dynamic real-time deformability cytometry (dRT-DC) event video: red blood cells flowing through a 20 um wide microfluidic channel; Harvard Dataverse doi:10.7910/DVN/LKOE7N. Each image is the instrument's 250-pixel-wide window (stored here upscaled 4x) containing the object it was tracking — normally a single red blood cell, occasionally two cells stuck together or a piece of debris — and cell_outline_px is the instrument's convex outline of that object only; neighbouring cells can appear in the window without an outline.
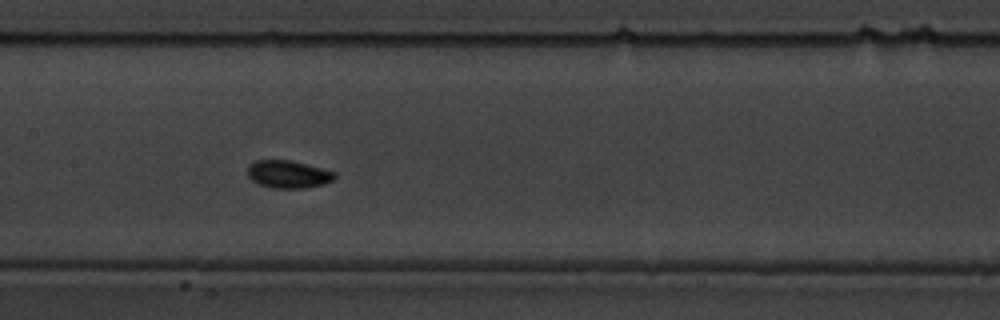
{"species": "common noctule bat (a hibernating species)", "species_latin": "Nyctalus noctula", "temperature_condition": "warm", "stored_images_in_passage": 34, "camera_frame_rate_fps": 3000, "um_per_image_px": 0.085, "animal": {"sex": "male", "body_mass_g": 19.5, "forearm_length_mm": 54.6}, "frame": {"image": 1, "passage_image": 15, "time_ms": 4.667, "image_size_px": [1000, 320], "cell_outline_px": [[336, 176], [332, 180], [324, 184], [304, 188], [272, 188], [260, 184], [252, 180], [248, 176], [248, 164], [256, 160], [288, 160], [336, 172]], "centroid_in_image_um": [24.48, 14.81], "position_along_channel_um": 182.9, "area_um2": 13.87}, "authors_computed_cell_mechanics": {"area_um2": 13.6408, "velocity_mm_per_s": 3.585, "shape_relaxation_time_tau1_ms": 5.6588, "shape_relaxation_time_tau2_ms": null, "deformation_change_tau1": 0.1584, "deformation_change_tau2": null}}